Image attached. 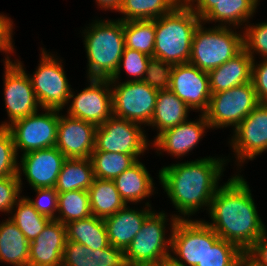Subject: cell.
I'll return each instance as SVG.
<instances>
[{
	"mask_svg": "<svg viewBox=\"0 0 267 266\" xmlns=\"http://www.w3.org/2000/svg\"><path fill=\"white\" fill-rule=\"evenodd\" d=\"M228 159L204 157L166 166L159 170V180L182 219L190 217L210 203L221 187L219 179Z\"/></svg>",
	"mask_w": 267,
	"mask_h": 266,
	"instance_id": "obj_2",
	"label": "cell"
},
{
	"mask_svg": "<svg viewBox=\"0 0 267 266\" xmlns=\"http://www.w3.org/2000/svg\"><path fill=\"white\" fill-rule=\"evenodd\" d=\"M123 32L126 48L142 52L154 59L155 19L126 21Z\"/></svg>",
	"mask_w": 267,
	"mask_h": 266,
	"instance_id": "obj_33",
	"label": "cell"
},
{
	"mask_svg": "<svg viewBox=\"0 0 267 266\" xmlns=\"http://www.w3.org/2000/svg\"><path fill=\"white\" fill-rule=\"evenodd\" d=\"M201 22L186 3L155 19L154 62L160 72L172 65L189 63L193 35Z\"/></svg>",
	"mask_w": 267,
	"mask_h": 266,
	"instance_id": "obj_3",
	"label": "cell"
},
{
	"mask_svg": "<svg viewBox=\"0 0 267 266\" xmlns=\"http://www.w3.org/2000/svg\"><path fill=\"white\" fill-rule=\"evenodd\" d=\"M145 206L144 209H138V211L125 205L114 215L104 219L110 245L123 251L126 250L133 238L141 230L145 219L153 212L149 202L145 203Z\"/></svg>",
	"mask_w": 267,
	"mask_h": 266,
	"instance_id": "obj_21",
	"label": "cell"
},
{
	"mask_svg": "<svg viewBox=\"0 0 267 266\" xmlns=\"http://www.w3.org/2000/svg\"><path fill=\"white\" fill-rule=\"evenodd\" d=\"M258 266H267V230L245 252Z\"/></svg>",
	"mask_w": 267,
	"mask_h": 266,
	"instance_id": "obj_44",
	"label": "cell"
},
{
	"mask_svg": "<svg viewBox=\"0 0 267 266\" xmlns=\"http://www.w3.org/2000/svg\"><path fill=\"white\" fill-rule=\"evenodd\" d=\"M206 222L217 235L237 245L244 253L266 230L258 215L249 185L240 174L232 176L215 193Z\"/></svg>",
	"mask_w": 267,
	"mask_h": 266,
	"instance_id": "obj_1",
	"label": "cell"
},
{
	"mask_svg": "<svg viewBox=\"0 0 267 266\" xmlns=\"http://www.w3.org/2000/svg\"><path fill=\"white\" fill-rule=\"evenodd\" d=\"M113 181L126 205L128 202L137 204L146 197L149 198L155 190L153 179L140 160H137Z\"/></svg>",
	"mask_w": 267,
	"mask_h": 266,
	"instance_id": "obj_24",
	"label": "cell"
},
{
	"mask_svg": "<svg viewBox=\"0 0 267 266\" xmlns=\"http://www.w3.org/2000/svg\"><path fill=\"white\" fill-rule=\"evenodd\" d=\"M88 194L92 215L100 219L114 215L126 205L113 180L94 178Z\"/></svg>",
	"mask_w": 267,
	"mask_h": 266,
	"instance_id": "obj_30",
	"label": "cell"
},
{
	"mask_svg": "<svg viewBox=\"0 0 267 266\" xmlns=\"http://www.w3.org/2000/svg\"><path fill=\"white\" fill-rule=\"evenodd\" d=\"M97 5L106 10H114L116 12H118L119 7L121 5L122 0H96Z\"/></svg>",
	"mask_w": 267,
	"mask_h": 266,
	"instance_id": "obj_46",
	"label": "cell"
},
{
	"mask_svg": "<svg viewBox=\"0 0 267 266\" xmlns=\"http://www.w3.org/2000/svg\"><path fill=\"white\" fill-rule=\"evenodd\" d=\"M90 159L94 177L105 180H114L137 161L132 155L107 151H93Z\"/></svg>",
	"mask_w": 267,
	"mask_h": 266,
	"instance_id": "obj_36",
	"label": "cell"
},
{
	"mask_svg": "<svg viewBox=\"0 0 267 266\" xmlns=\"http://www.w3.org/2000/svg\"><path fill=\"white\" fill-rule=\"evenodd\" d=\"M58 216L55 220L63 224L92 215L88 191L74 190L58 193Z\"/></svg>",
	"mask_w": 267,
	"mask_h": 266,
	"instance_id": "obj_34",
	"label": "cell"
},
{
	"mask_svg": "<svg viewBox=\"0 0 267 266\" xmlns=\"http://www.w3.org/2000/svg\"><path fill=\"white\" fill-rule=\"evenodd\" d=\"M190 108L164 84L159 88L156 105L150 124L158 134L187 121Z\"/></svg>",
	"mask_w": 267,
	"mask_h": 266,
	"instance_id": "obj_25",
	"label": "cell"
},
{
	"mask_svg": "<svg viewBox=\"0 0 267 266\" xmlns=\"http://www.w3.org/2000/svg\"><path fill=\"white\" fill-rule=\"evenodd\" d=\"M230 146L235 152L237 165L253 160L267 151V103H260L233 129Z\"/></svg>",
	"mask_w": 267,
	"mask_h": 266,
	"instance_id": "obj_16",
	"label": "cell"
},
{
	"mask_svg": "<svg viewBox=\"0 0 267 266\" xmlns=\"http://www.w3.org/2000/svg\"><path fill=\"white\" fill-rule=\"evenodd\" d=\"M18 159L11 132L0 127V178L18 176Z\"/></svg>",
	"mask_w": 267,
	"mask_h": 266,
	"instance_id": "obj_38",
	"label": "cell"
},
{
	"mask_svg": "<svg viewBox=\"0 0 267 266\" xmlns=\"http://www.w3.org/2000/svg\"><path fill=\"white\" fill-rule=\"evenodd\" d=\"M22 190L18 176L0 178V211L11 213Z\"/></svg>",
	"mask_w": 267,
	"mask_h": 266,
	"instance_id": "obj_41",
	"label": "cell"
},
{
	"mask_svg": "<svg viewBox=\"0 0 267 266\" xmlns=\"http://www.w3.org/2000/svg\"><path fill=\"white\" fill-rule=\"evenodd\" d=\"M0 224V261L13 266H29L30 242L10 219Z\"/></svg>",
	"mask_w": 267,
	"mask_h": 266,
	"instance_id": "obj_26",
	"label": "cell"
},
{
	"mask_svg": "<svg viewBox=\"0 0 267 266\" xmlns=\"http://www.w3.org/2000/svg\"><path fill=\"white\" fill-rule=\"evenodd\" d=\"M37 194V199L25 197L28 202L40 214L45 215L50 219H56L58 211V192L55 187L35 188L33 189Z\"/></svg>",
	"mask_w": 267,
	"mask_h": 266,
	"instance_id": "obj_40",
	"label": "cell"
},
{
	"mask_svg": "<svg viewBox=\"0 0 267 266\" xmlns=\"http://www.w3.org/2000/svg\"><path fill=\"white\" fill-rule=\"evenodd\" d=\"M208 128L210 125L205 114H200L197 121L187 120L156 135L151 145L158 152H168L175 158L183 157L197 146Z\"/></svg>",
	"mask_w": 267,
	"mask_h": 266,
	"instance_id": "obj_19",
	"label": "cell"
},
{
	"mask_svg": "<svg viewBox=\"0 0 267 266\" xmlns=\"http://www.w3.org/2000/svg\"><path fill=\"white\" fill-rule=\"evenodd\" d=\"M244 49L254 60L255 54H259L263 59H267V22L259 24L253 23L243 27Z\"/></svg>",
	"mask_w": 267,
	"mask_h": 266,
	"instance_id": "obj_39",
	"label": "cell"
},
{
	"mask_svg": "<svg viewBox=\"0 0 267 266\" xmlns=\"http://www.w3.org/2000/svg\"><path fill=\"white\" fill-rule=\"evenodd\" d=\"M66 159L56 147L22 154L21 163H18V177L21 190L22 172L33 189L55 187L58 175Z\"/></svg>",
	"mask_w": 267,
	"mask_h": 266,
	"instance_id": "obj_17",
	"label": "cell"
},
{
	"mask_svg": "<svg viewBox=\"0 0 267 266\" xmlns=\"http://www.w3.org/2000/svg\"><path fill=\"white\" fill-rule=\"evenodd\" d=\"M84 30V47L87 53V78L111 79L116 73L125 49L124 21L94 20ZM89 28V29H88Z\"/></svg>",
	"mask_w": 267,
	"mask_h": 266,
	"instance_id": "obj_4",
	"label": "cell"
},
{
	"mask_svg": "<svg viewBox=\"0 0 267 266\" xmlns=\"http://www.w3.org/2000/svg\"><path fill=\"white\" fill-rule=\"evenodd\" d=\"M259 104L251 81L222 92L212 93L208 109L204 114L211 129L229 126H234L235 129Z\"/></svg>",
	"mask_w": 267,
	"mask_h": 266,
	"instance_id": "obj_9",
	"label": "cell"
},
{
	"mask_svg": "<svg viewBox=\"0 0 267 266\" xmlns=\"http://www.w3.org/2000/svg\"><path fill=\"white\" fill-rule=\"evenodd\" d=\"M180 2L178 0H122L118 12L120 20H154L169 14Z\"/></svg>",
	"mask_w": 267,
	"mask_h": 266,
	"instance_id": "obj_31",
	"label": "cell"
},
{
	"mask_svg": "<svg viewBox=\"0 0 267 266\" xmlns=\"http://www.w3.org/2000/svg\"><path fill=\"white\" fill-rule=\"evenodd\" d=\"M202 24L194 32L189 63L209 72L244 48L243 34L234 32L230 27L204 28Z\"/></svg>",
	"mask_w": 267,
	"mask_h": 266,
	"instance_id": "obj_5",
	"label": "cell"
},
{
	"mask_svg": "<svg viewBox=\"0 0 267 266\" xmlns=\"http://www.w3.org/2000/svg\"><path fill=\"white\" fill-rule=\"evenodd\" d=\"M89 86L76 95L71 90L73 99L67 114L94 124H103L113 115L112 89L110 79H89Z\"/></svg>",
	"mask_w": 267,
	"mask_h": 266,
	"instance_id": "obj_15",
	"label": "cell"
},
{
	"mask_svg": "<svg viewBox=\"0 0 267 266\" xmlns=\"http://www.w3.org/2000/svg\"><path fill=\"white\" fill-rule=\"evenodd\" d=\"M41 60L33 76L29 75L36 98L42 109L61 110L68 105L71 85L59 61L41 49Z\"/></svg>",
	"mask_w": 267,
	"mask_h": 266,
	"instance_id": "obj_11",
	"label": "cell"
},
{
	"mask_svg": "<svg viewBox=\"0 0 267 266\" xmlns=\"http://www.w3.org/2000/svg\"><path fill=\"white\" fill-rule=\"evenodd\" d=\"M42 110L45 113L40 114L37 111L7 127L13 137L17 155L19 150L24 154L55 147L61 110L46 108Z\"/></svg>",
	"mask_w": 267,
	"mask_h": 266,
	"instance_id": "obj_12",
	"label": "cell"
},
{
	"mask_svg": "<svg viewBox=\"0 0 267 266\" xmlns=\"http://www.w3.org/2000/svg\"><path fill=\"white\" fill-rule=\"evenodd\" d=\"M259 0H221L211 9L202 19L204 22H219L218 26L228 27L231 24L234 29L235 26H245L249 23L250 18L253 17ZM228 24V25H227Z\"/></svg>",
	"mask_w": 267,
	"mask_h": 266,
	"instance_id": "obj_27",
	"label": "cell"
},
{
	"mask_svg": "<svg viewBox=\"0 0 267 266\" xmlns=\"http://www.w3.org/2000/svg\"><path fill=\"white\" fill-rule=\"evenodd\" d=\"M252 61L243 48L233 58L221 66L210 70L209 83L211 93H218L251 82Z\"/></svg>",
	"mask_w": 267,
	"mask_h": 266,
	"instance_id": "obj_22",
	"label": "cell"
},
{
	"mask_svg": "<svg viewBox=\"0 0 267 266\" xmlns=\"http://www.w3.org/2000/svg\"><path fill=\"white\" fill-rule=\"evenodd\" d=\"M144 133L140 124L112 115L96 127L94 151L129 154L139 160L150 145Z\"/></svg>",
	"mask_w": 267,
	"mask_h": 266,
	"instance_id": "obj_13",
	"label": "cell"
},
{
	"mask_svg": "<svg viewBox=\"0 0 267 266\" xmlns=\"http://www.w3.org/2000/svg\"><path fill=\"white\" fill-rule=\"evenodd\" d=\"M65 226L67 241L77 242L92 250L104 249L110 245L104 219L90 215Z\"/></svg>",
	"mask_w": 267,
	"mask_h": 266,
	"instance_id": "obj_28",
	"label": "cell"
},
{
	"mask_svg": "<svg viewBox=\"0 0 267 266\" xmlns=\"http://www.w3.org/2000/svg\"><path fill=\"white\" fill-rule=\"evenodd\" d=\"M234 266H258L248 255H244L235 263Z\"/></svg>",
	"mask_w": 267,
	"mask_h": 266,
	"instance_id": "obj_47",
	"label": "cell"
},
{
	"mask_svg": "<svg viewBox=\"0 0 267 266\" xmlns=\"http://www.w3.org/2000/svg\"><path fill=\"white\" fill-rule=\"evenodd\" d=\"M167 214L153 211L124 251L127 266H158L171 256V235L165 237ZM170 249V250H169Z\"/></svg>",
	"mask_w": 267,
	"mask_h": 266,
	"instance_id": "obj_7",
	"label": "cell"
},
{
	"mask_svg": "<svg viewBox=\"0 0 267 266\" xmlns=\"http://www.w3.org/2000/svg\"><path fill=\"white\" fill-rule=\"evenodd\" d=\"M164 85L191 110L204 114L209 106L210 90L208 72L191 63L172 65L161 71Z\"/></svg>",
	"mask_w": 267,
	"mask_h": 266,
	"instance_id": "obj_10",
	"label": "cell"
},
{
	"mask_svg": "<svg viewBox=\"0 0 267 266\" xmlns=\"http://www.w3.org/2000/svg\"><path fill=\"white\" fill-rule=\"evenodd\" d=\"M122 67L130 77H134L128 81L149 80L156 78L161 73L157 69L152 57L126 47L120 59L118 69L110 81L119 80Z\"/></svg>",
	"mask_w": 267,
	"mask_h": 266,
	"instance_id": "obj_32",
	"label": "cell"
},
{
	"mask_svg": "<svg viewBox=\"0 0 267 266\" xmlns=\"http://www.w3.org/2000/svg\"><path fill=\"white\" fill-rule=\"evenodd\" d=\"M95 131L92 123L59 114L55 147L66 158H90L95 148Z\"/></svg>",
	"mask_w": 267,
	"mask_h": 266,
	"instance_id": "obj_18",
	"label": "cell"
},
{
	"mask_svg": "<svg viewBox=\"0 0 267 266\" xmlns=\"http://www.w3.org/2000/svg\"><path fill=\"white\" fill-rule=\"evenodd\" d=\"M180 3H186L187 0H178Z\"/></svg>",
	"mask_w": 267,
	"mask_h": 266,
	"instance_id": "obj_49",
	"label": "cell"
},
{
	"mask_svg": "<svg viewBox=\"0 0 267 266\" xmlns=\"http://www.w3.org/2000/svg\"><path fill=\"white\" fill-rule=\"evenodd\" d=\"M171 252L176 263L184 266H196L206 255L207 244H215L220 237L204 220L182 219L172 215ZM179 256V257H178Z\"/></svg>",
	"mask_w": 267,
	"mask_h": 266,
	"instance_id": "obj_8",
	"label": "cell"
},
{
	"mask_svg": "<svg viewBox=\"0 0 267 266\" xmlns=\"http://www.w3.org/2000/svg\"><path fill=\"white\" fill-rule=\"evenodd\" d=\"M4 68V101L9 122H3L0 127L7 128L10 123L30 116L41 107L21 61L4 63Z\"/></svg>",
	"mask_w": 267,
	"mask_h": 266,
	"instance_id": "obj_14",
	"label": "cell"
},
{
	"mask_svg": "<svg viewBox=\"0 0 267 266\" xmlns=\"http://www.w3.org/2000/svg\"><path fill=\"white\" fill-rule=\"evenodd\" d=\"M94 178L93 165L90 158H67L58 175L55 190L58 193L74 190L88 191Z\"/></svg>",
	"mask_w": 267,
	"mask_h": 266,
	"instance_id": "obj_29",
	"label": "cell"
},
{
	"mask_svg": "<svg viewBox=\"0 0 267 266\" xmlns=\"http://www.w3.org/2000/svg\"><path fill=\"white\" fill-rule=\"evenodd\" d=\"M158 266H184V265L176 263L173 259L169 257L163 260Z\"/></svg>",
	"mask_w": 267,
	"mask_h": 266,
	"instance_id": "obj_48",
	"label": "cell"
},
{
	"mask_svg": "<svg viewBox=\"0 0 267 266\" xmlns=\"http://www.w3.org/2000/svg\"><path fill=\"white\" fill-rule=\"evenodd\" d=\"M243 255L237 245L220 238L215 244H207L206 255L196 266H234Z\"/></svg>",
	"mask_w": 267,
	"mask_h": 266,
	"instance_id": "obj_37",
	"label": "cell"
},
{
	"mask_svg": "<svg viewBox=\"0 0 267 266\" xmlns=\"http://www.w3.org/2000/svg\"><path fill=\"white\" fill-rule=\"evenodd\" d=\"M161 73L149 80L110 81L113 116L140 125H149L154 113L159 88L163 85Z\"/></svg>",
	"mask_w": 267,
	"mask_h": 266,
	"instance_id": "obj_6",
	"label": "cell"
},
{
	"mask_svg": "<svg viewBox=\"0 0 267 266\" xmlns=\"http://www.w3.org/2000/svg\"><path fill=\"white\" fill-rule=\"evenodd\" d=\"M221 0H187L186 5L202 19ZM196 2V4H195Z\"/></svg>",
	"mask_w": 267,
	"mask_h": 266,
	"instance_id": "obj_45",
	"label": "cell"
},
{
	"mask_svg": "<svg viewBox=\"0 0 267 266\" xmlns=\"http://www.w3.org/2000/svg\"><path fill=\"white\" fill-rule=\"evenodd\" d=\"M12 29V20L3 14H0V51H3L5 52V54H7V57L4 59V63L11 62V59L8 54L14 52Z\"/></svg>",
	"mask_w": 267,
	"mask_h": 266,
	"instance_id": "obj_43",
	"label": "cell"
},
{
	"mask_svg": "<svg viewBox=\"0 0 267 266\" xmlns=\"http://www.w3.org/2000/svg\"><path fill=\"white\" fill-rule=\"evenodd\" d=\"M15 206L10 213L12 214L10 219L21 230L27 240L32 242L51 219L36 211L24 196L16 202ZM13 210H15V213Z\"/></svg>",
	"mask_w": 267,
	"mask_h": 266,
	"instance_id": "obj_35",
	"label": "cell"
},
{
	"mask_svg": "<svg viewBox=\"0 0 267 266\" xmlns=\"http://www.w3.org/2000/svg\"><path fill=\"white\" fill-rule=\"evenodd\" d=\"M61 266H127L124 251L109 245L104 249L91 248L66 241Z\"/></svg>",
	"mask_w": 267,
	"mask_h": 266,
	"instance_id": "obj_23",
	"label": "cell"
},
{
	"mask_svg": "<svg viewBox=\"0 0 267 266\" xmlns=\"http://www.w3.org/2000/svg\"><path fill=\"white\" fill-rule=\"evenodd\" d=\"M259 64L255 63V59L252 61V74L251 81L258 101L260 103H267V59H261Z\"/></svg>",
	"mask_w": 267,
	"mask_h": 266,
	"instance_id": "obj_42",
	"label": "cell"
},
{
	"mask_svg": "<svg viewBox=\"0 0 267 266\" xmlns=\"http://www.w3.org/2000/svg\"><path fill=\"white\" fill-rule=\"evenodd\" d=\"M66 241L65 224L51 219L30 242L29 266H61Z\"/></svg>",
	"mask_w": 267,
	"mask_h": 266,
	"instance_id": "obj_20",
	"label": "cell"
}]
</instances>
